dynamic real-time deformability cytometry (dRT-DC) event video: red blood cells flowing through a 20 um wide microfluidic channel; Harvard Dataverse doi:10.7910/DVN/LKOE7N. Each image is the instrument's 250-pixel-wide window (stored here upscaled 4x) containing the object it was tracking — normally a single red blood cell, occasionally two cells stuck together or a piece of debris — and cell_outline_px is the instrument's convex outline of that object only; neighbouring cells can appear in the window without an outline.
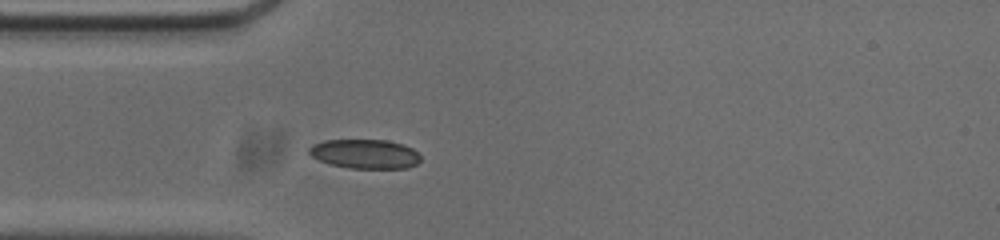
{"species": "common noctule bat (a hibernating species)", "species_latin": "Nyctalus noctula", "temperature_condition": "cold", "stored_images_in_passage": 40, "camera_frame_rate_fps": 3000, "um_per_image_px": 0.085, "animal": {"sex": "male", "body_mass_g": 20.0, "forearm_length_mm": 53.3}, "frame": {"image": 1, "passage_image": 1, "time_ms": 0.0, "image_size_px": [1000, 240], "cell_outline_px": [[420, 160], [416, 164], [408, 168], [348, 168], [328, 164], [312, 156], [308, 152], [308, 148], [312, 144], [324, 140], [388, 140], [404, 144], [412, 148], [420, 156]], "centroid_in_image_um": [31.01, 13.08], "position_along_channel_um": 54.0, "area_um2": 19.13}}
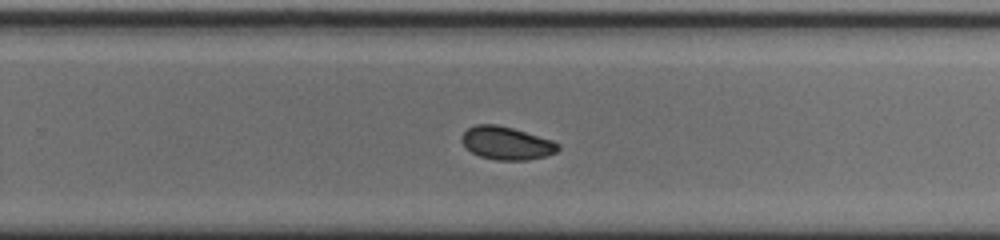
{"frame": {"image": 2, "passage_image": 20, "time_ms": 6.333, "image_size_px": [1000, 240], "cell_outline_px": [[560, 148], [556, 152], [544, 156], [528, 160], [496, 160], [480, 156], [472, 152], [460, 140], [464, 132], [468, 128], [476, 124], [496, 124], [512, 128], [552, 140], [560, 144]], "centroid_in_image_um": [43.06, 12.16], "position_along_channel_um": 286.7, "area_um2": 18.38}}
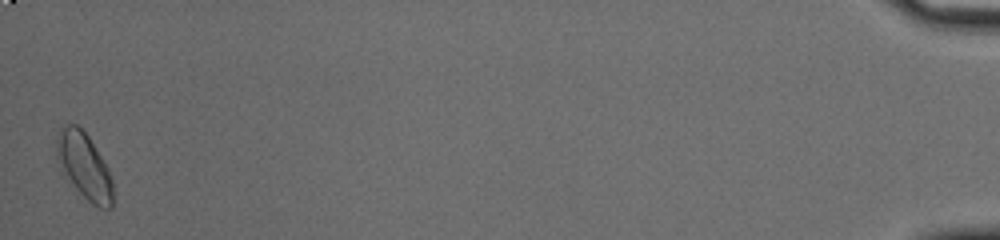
{"frame": {"image": 3, "passage_image": 40, "time_ms": 13.0, "image_size_px": [1000, 240], "cell_outline_px": [[112, 208], [100, 208], [92, 204], [60, 172], [56, 156], [56, 140], [60, 132], [68, 124], [76, 124], [88, 136], [100, 156], [112, 180]], "centroid_in_image_um": [7.12, 14.13], "position_along_channel_um": 428.1, "area_um2": 21.15}, "authors_computed_cell_mechanics": {"area_um2": 18.8139, "velocity_mm_per_s": 3.7111, "shape_relaxation_time_tau1_ms": 7.7647, "shape_relaxation_time_tau2_ms": 4.2901, "deformation_change_tau1": 0.1405, "deformation_change_tau2": 0.0531}}